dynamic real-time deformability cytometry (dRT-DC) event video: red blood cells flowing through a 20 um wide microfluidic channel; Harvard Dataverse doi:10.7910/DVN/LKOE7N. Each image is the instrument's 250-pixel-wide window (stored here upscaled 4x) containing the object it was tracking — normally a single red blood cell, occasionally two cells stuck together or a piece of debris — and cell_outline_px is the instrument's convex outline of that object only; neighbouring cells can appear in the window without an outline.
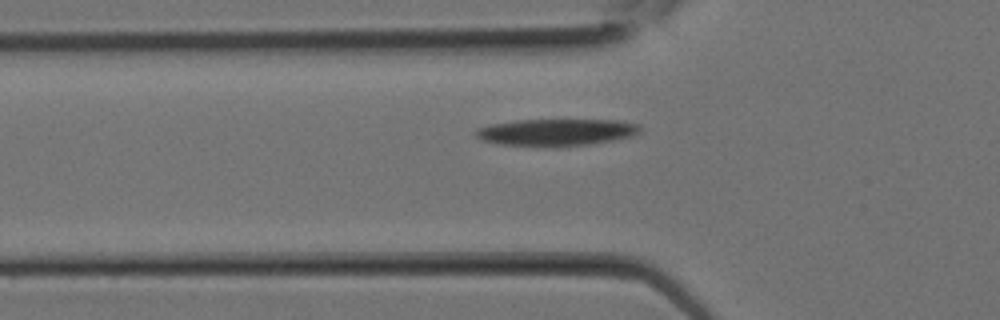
{"species": "Egyptian fruit bat (a non-hibernating species)", "species_latin": "Rousettus aegyptiacus", "temperature_condition": "room temperature", "stored_images_in_passage": 12, "camera_frame_rate_fps": 3000, "um_per_image_px": 0.085, "animal": {"sex": "female"}, "frame": {"image": 1, "passage_image": 6, "time_ms": 1.667, "image_size_px": [1000, 320], "cell_outline_px": [[640, 132], [632, 136], [616, 140], [588, 144], [556, 148], [544, 148], [500, 144], [480, 140], [472, 132], [476, 128], [492, 124], [520, 120], [616, 120], [640, 124]], "centroid_in_image_um": [47.26, 11.27], "position_along_channel_um": 78.5, "area_um2": 26.41}}
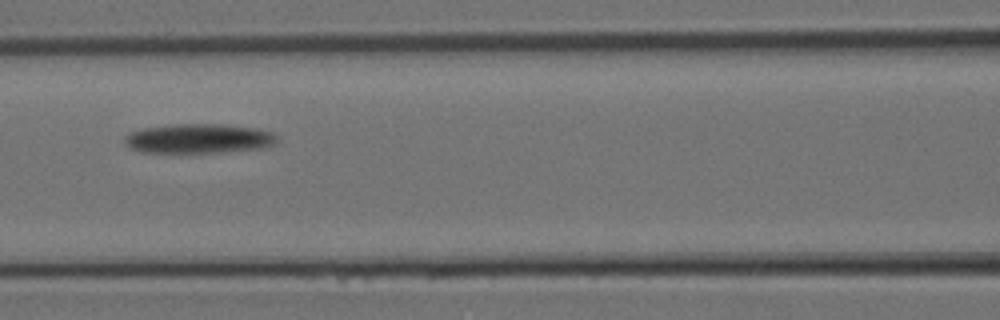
{"frame": {"image": 2, "passage_image": 9, "time_ms": 2.667, "image_size_px": [1000, 320], "cell_outline_px": [[280, 136], [276, 144], [268, 148], [220, 152], [144, 152], [132, 148], [124, 144], [124, 136], [132, 132], [144, 128], [176, 124], [228, 124], [260, 128], [272, 132]], "centroid_in_image_um": [17.02, 11.77], "position_along_channel_um": 149.6, "area_um2": 26.53}}
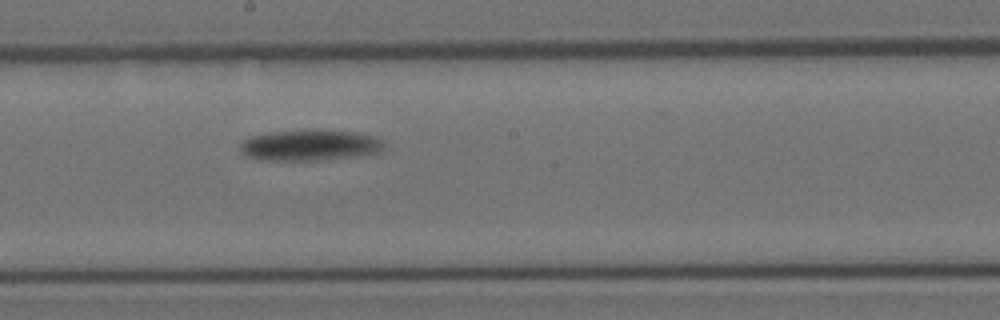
{"frame": {"image": 3, "passage_image": 12, "time_ms": 3.667, "image_size_px": [1000, 320], "cell_outline_px": [[384, 144], [380, 152], [368, 156], [324, 160], [260, 160], [244, 156], [240, 152], [240, 144], [248, 136], [272, 132], [304, 128], [316, 128], [356, 132], [376, 136], [384, 140]], "centroid_in_image_um": [26.38, 12.33], "position_along_channel_um": 221.8, "area_um2": 27.17}}